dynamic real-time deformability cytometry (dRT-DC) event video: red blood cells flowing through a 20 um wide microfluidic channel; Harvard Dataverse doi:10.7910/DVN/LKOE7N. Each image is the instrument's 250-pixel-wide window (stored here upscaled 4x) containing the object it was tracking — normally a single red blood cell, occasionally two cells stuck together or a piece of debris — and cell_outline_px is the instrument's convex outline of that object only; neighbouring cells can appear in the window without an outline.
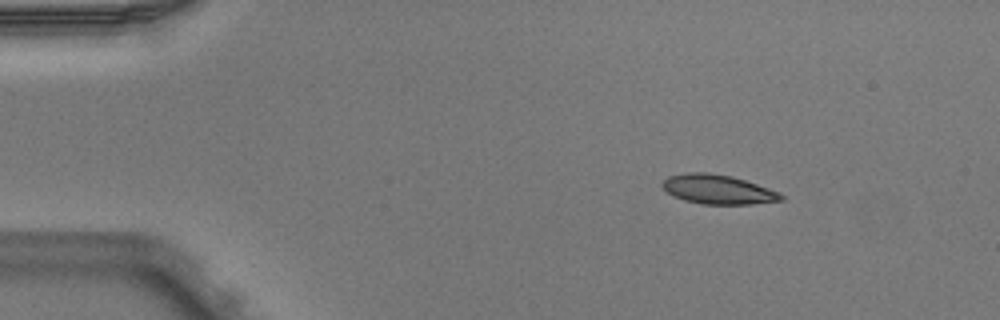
{"species": "Egyptian fruit bat (a non-hibernating species)", "species_latin": "Rousettus aegyptiacus", "temperature_condition": "warm", "stored_images_in_passage": 4, "camera_frame_rate_fps": 3000, "um_per_image_px": 0.085, "animal": {"sex": "male"}, "frame": {"image": 1, "passage_image": 1, "time_ms": 0.0, "image_size_px": [1000, 320], "cell_outline_px": [[784, 200], [752, 204], [704, 204], [684, 200], [668, 192], [660, 184], [668, 176], [688, 172], [708, 172], [732, 176], [780, 192], [784, 196]], "centroid_in_image_um": [61.04, 16.09], "position_along_channel_um": 24.0, "area_um2": 20.17}}
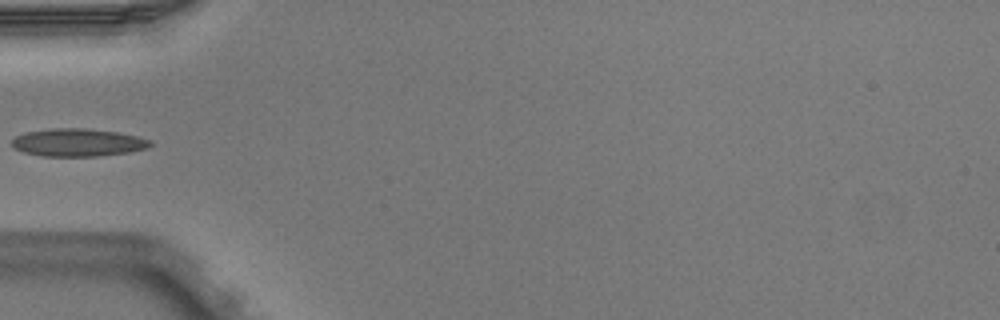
{"frame": {"image": 2, "passage_image": 4, "time_ms": 1.0, "image_size_px": [1000, 320], "cell_outline_px": [[152, 144], [148, 148], [132, 152], [100, 156], [40, 156], [24, 152], [16, 148], [12, 144], [12, 140], [16, 136], [28, 132], [52, 128], [84, 128], [116, 132], [136, 136], [148, 140]], "centroid_in_image_um": [6.63, 12.12], "position_along_channel_um": 78.4, "area_um2": 22.25}}